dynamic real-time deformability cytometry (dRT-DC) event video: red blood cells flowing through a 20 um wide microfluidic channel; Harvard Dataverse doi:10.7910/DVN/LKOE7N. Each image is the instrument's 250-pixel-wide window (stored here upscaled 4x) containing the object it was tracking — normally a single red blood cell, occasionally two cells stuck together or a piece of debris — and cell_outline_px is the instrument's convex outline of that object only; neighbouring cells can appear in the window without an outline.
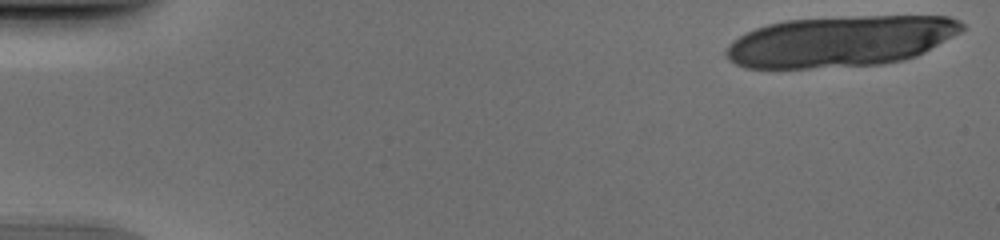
{"species": "human", "species_latin": "Homo sapiens", "temperature_condition": "cold", "stored_images_in_passage": 20, "camera_frame_rate_fps": 3000, "um_per_image_px": 0.085, "donor": {"sex": "male"}, "frame": {"image": 1, "passage_image": 1, "time_ms": 0.0, "image_size_px": [1000, 240], "cell_outline_px": [[964, 28], [960, 32], [924, 52], [916, 56], [904, 60], [884, 64], [808, 68], [744, 68], [728, 60], [724, 52], [728, 44], [732, 40], [756, 28], [768, 24], [784, 20], [860, 16], [948, 16], [960, 20], [964, 24]], "centroid_in_image_um": [71.42, 3.51], "position_along_channel_um": 13.6, "area_um2": 70.05}}
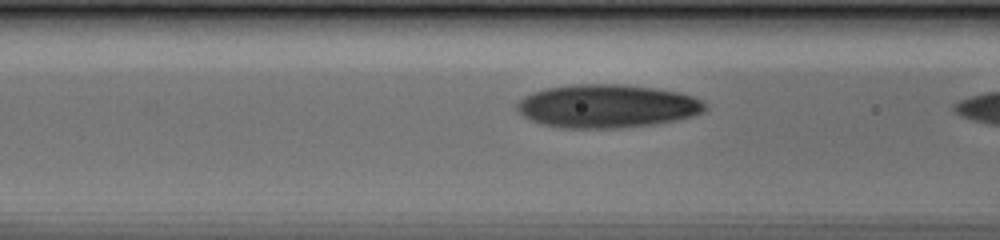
{"frame": {"image": 2, "passage_image": 18, "time_ms": 5.667, "image_size_px": [1000, 240], "cell_outline_px": [[708, 108], [704, 112], [692, 116], [676, 120], [656, 124], [620, 128], [564, 128], [544, 124], [532, 120], [524, 116], [516, 108], [516, 104], [524, 96], [532, 92], [548, 88], [576, 84], [624, 84], [680, 92], [692, 96], [708, 104]], "centroid_in_image_um": [51.64, 9.02], "position_along_channel_um": 115.0, "area_um2": 47.51}}